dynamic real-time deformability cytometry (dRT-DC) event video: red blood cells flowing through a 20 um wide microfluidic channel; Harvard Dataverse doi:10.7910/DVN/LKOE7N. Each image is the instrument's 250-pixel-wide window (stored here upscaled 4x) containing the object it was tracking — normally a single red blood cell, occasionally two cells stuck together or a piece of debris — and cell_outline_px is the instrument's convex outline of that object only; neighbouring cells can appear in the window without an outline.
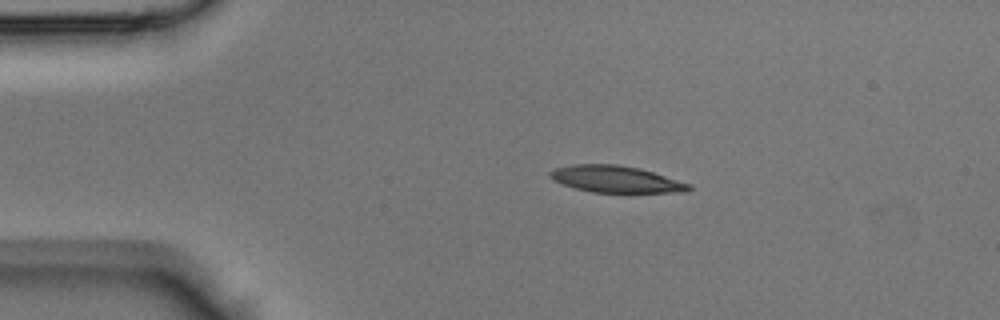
{"species": "Egyptian fruit bat (a non-hibernating species)", "species_latin": "Rousettus aegyptiacus", "temperature_condition": "room temperature", "stored_images_in_passage": 43, "camera_frame_rate_fps": 3000, "um_per_image_px": 0.085, "animal": {"sex": "male"}, "frame": {"image": 1, "passage_image": 8, "time_ms": 2.333, "image_size_px": [1000, 320], "cell_outline_px": [[692, 188], [688, 192], [592, 192], [576, 188], [552, 180], [548, 176], [548, 172], [556, 168], [572, 164], [616, 164], [640, 168], [692, 184]], "centroid_in_image_um": [52.36, 15.22], "position_along_channel_um": 32.6, "area_um2": 21.62}}
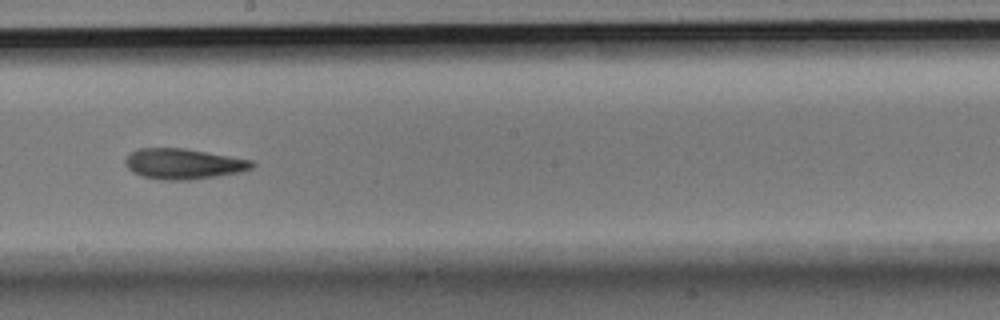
{"frame": {"image": 2, "passage_image": 24, "time_ms": 7.667, "image_size_px": [1000, 320], "cell_outline_px": [[256, 164], [252, 168], [240, 172], [216, 176], [188, 180], [160, 180], [144, 176], [132, 172], [124, 164], [124, 160], [128, 152], [140, 148], [184, 148], [252, 160]], "centroid_in_image_um": [15.55, 13.92], "position_along_channel_um": 232.6, "area_um2": 22.6}}
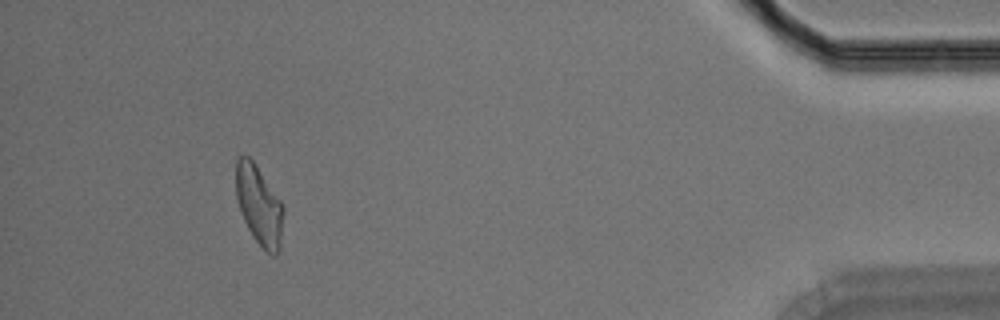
{"frame": {"image": 3, "passage_image": 40, "time_ms": 13.0, "image_size_px": [1000, 320], "cell_outline_px": [[284, 212], [280, 248], [276, 256], [272, 256], [252, 236], [240, 212], [236, 196], [236, 160], [240, 156], [248, 156], [252, 160], [280, 200], [284, 208]], "centroid_in_image_um": [22.02, 17.47], "position_along_channel_um": 413.2, "area_um2": 21.73}}